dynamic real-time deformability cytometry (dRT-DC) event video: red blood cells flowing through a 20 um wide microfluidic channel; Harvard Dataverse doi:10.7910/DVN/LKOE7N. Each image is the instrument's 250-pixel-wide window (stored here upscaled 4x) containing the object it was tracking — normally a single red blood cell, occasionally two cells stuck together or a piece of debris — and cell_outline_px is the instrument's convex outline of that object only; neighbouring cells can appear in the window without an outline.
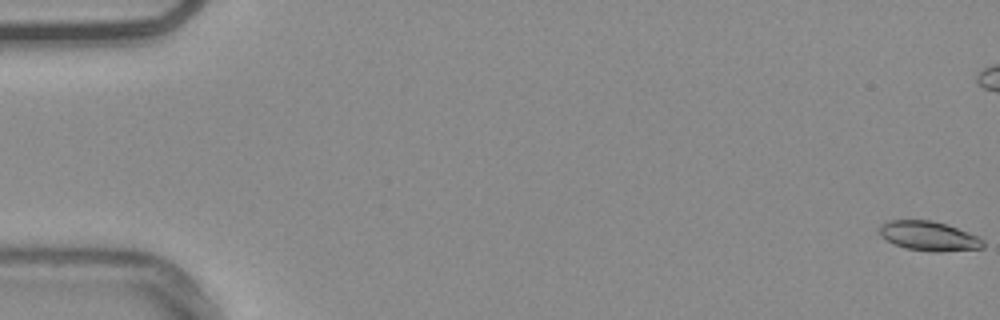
{"species": "common noctule bat (a hibernating species)", "species_latin": "Nyctalus noctula", "temperature_condition": "warm", "stored_images_in_passage": 56, "camera_frame_rate_fps": 3000, "um_per_image_px": 0.085, "animal": {"sex": "male", "body_mass_g": 20.4}, "frame": {"image": 1, "passage_image": 1, "time_ms": 0.0, "image_size_px": [1000, 320], "cell_outline_px": [[984, 248], [940, 252], [932, 252], [904, 248], [892, 244], [880, 236], [880, 224], [888, 220], [932, 220], [948, 224], [980, 236], [984, 240]], "centroid_in_image_um": [78.97, 20.06], "position_along_channel_um": 6.0, "area_um2": 18.26}}